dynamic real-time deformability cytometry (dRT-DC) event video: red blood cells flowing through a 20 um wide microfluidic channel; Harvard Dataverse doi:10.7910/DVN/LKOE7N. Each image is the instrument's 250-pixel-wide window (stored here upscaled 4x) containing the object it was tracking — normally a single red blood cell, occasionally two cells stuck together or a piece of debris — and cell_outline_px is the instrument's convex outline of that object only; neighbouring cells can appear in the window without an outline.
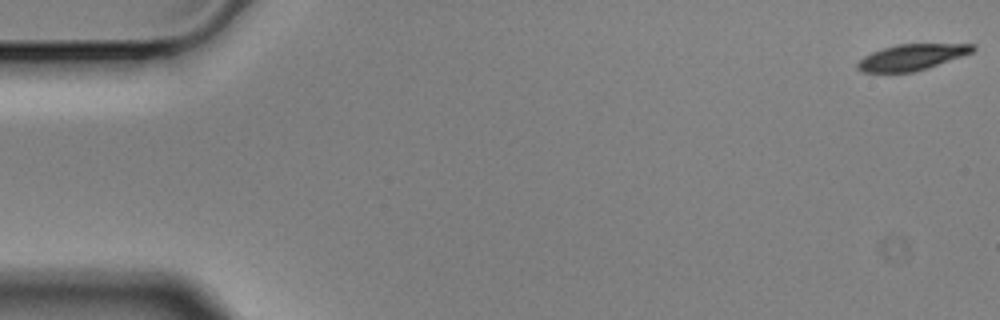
{"species": "Egyptian fruit bat (a non-hibernating species)", "species_latin": "Rousettus aegyptiacus", "temperature_condition": "cold", "stored_images_in_passage": 6, "segment_of_instrument_passage": [1, 2], "camera_frame_rate_fps": 3000, "um_per_image_px": 0.085, "animal": {"sex": "male"}, "frame": {"image": 1, "passage_image": 1, "time_ms": 0.0, "image_size_px": [1000, 320], "cell_outline_px": [[976, 48], [972, 52], [912, 72], [864, 72], [856, 68], [856, 64], [864, 56], [872, 52], [896, 44], [976, 44]], "centroid_in_image_um": [77.45, 4.85], "position_along_channel_um": 7.5, "area_um2": 16.99}}
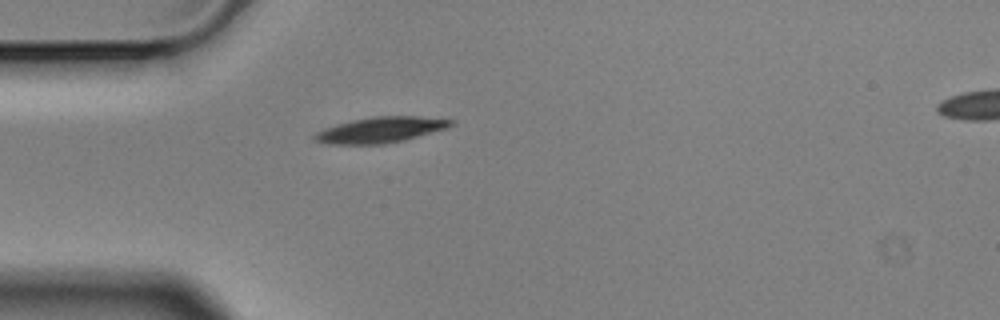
{"frame": {"image": 2, "passage_image": 5, "time_ms": 1.333, "image_size_px": [1000, 320], "cell_outline_px": [[456, 120], [448, 128], [404, 140], [384, 144], [328, 144], [312, 140], [312, 136], [316, 132], [324, 128], [336, 124], [352, 120], [372, 116], [420, 116]], "centroid_in_image_um": [32.33, 11.03], "position_along_channel_um": 52.7, "area_um2": 20.58}}